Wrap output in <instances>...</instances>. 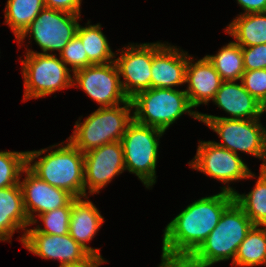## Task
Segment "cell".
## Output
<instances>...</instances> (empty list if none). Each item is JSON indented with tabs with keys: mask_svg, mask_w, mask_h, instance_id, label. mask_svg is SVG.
<instances>
[{
	"mask_svg": "<svg viewBox=\"0 0 266 267\" xmlns=\"http://www.w3.org/2000/svg\"><path fill=\"white\" fill-rule=\"evenodd\" d=\"M27 166V151H0V189L19 184Z\"/></svg>",
	"mask_w": 266,
	"mask_h": 267,
	"instance_id": "27",
	"label": "cell"
},
{
	"mask_svg": "<svg viewBox=\"0 0 266 267\" xmlns=\"http://www.w3.org/2000/svg\"><path fill=\"white\" fill-rule=\"evenodd\" d=\"M232 265L237 267L266 265V226H252L238 247Z\"/></svg>",
	"mask_w": 266,
	"mask_h": 267,
	"instance_id": "22",
	"label": "cell"
},
{
	"mask_svg": "<svg viewBox=\"0 0 266 267\" xmlns=\"http://www.w3.org/2000/svg\"><path fill=\"white\" fill-rule=\"evenodd\" d=\"M31 253L60 262L59 267H75L90 262L94 257L69 234L49 235L27 229L22 242Z\"/></svg>",
	"mask_w": 266,
	"mask_h": 267,
	"instance_id": "13",
	"label": "cell"
},
{
	"mask_svg": "<svg viewBox=\"0 0 266 267\" xmlns=\"http://www.w3.org/2000/svg\"><path fill=\"white\" fill-rule=\"evenodd\" d=\"M158 267H201L193 263L189 258H169L161 256V263Z\"/></svg>",
	"mask_w": 266,
	"mask_h": 267,
	"instance_id": "34",
	"label": "cell"
},
{
	"mask_svg": "<svg viewBox=\"0 0 266 267\" xmlns=\"http://www.w3.org/2000/svg\"><path fill=\"white\" fill-rule=\"evenodd\" d=\"M223 81H240L243 76L244 63L242 47L230 41L221 47L215 55H206Z\"/></svg>",
	"mask_w": 266,
	"mask_h": 267,
	"instance_id": "26",
	"label": "cell"
},
{
	"mask_svg": "<svg viewBox=\"0 0 266 267\" xmlns=\"http://www.w3.org/2000/svg\"><path fill=\"white\" fill-rule=\"evenodd\" d=\"M244 70L266 69V44L242 47Z\"/></svg>",
	"mask_w": 266,
	"mask_h": 267,
	"instance_id": "31",
	"label": "cell"
},
{
	"mask_svg": "<svg viewBox=\"0 0 266 267\" xmlns=\"http://www.w3.org/2000/svg\"><path fill=\"white\" fill-rule=\"evenodd\" d=\"M107 260L99 259V258H93L90 262L80 265V266H75V267H99L101 264L105 263Z\"/></svg>",
	"mask_w": 266,
	"mask_h": 267,
	"instance_id": "35",
	"label": "cell"
},
{
	"mask_svg": "<svg viewBox=\"0 0 266 267\" xmlns=\"http://www.w3.org/2000/svg\"><path fill=\"white\" fill-rule=\"evenodd\" d=\"M103 223V216L92 201L88 199V196L72 199L69 235L94 258L104 260L100 255L99 248H92L87 245L97 234Z\"/></svg>",
	"mask_w": 266,
	"mask_h": 267,
	"instance_id": "19",
	"label": "cell"
},
{
	"mask_svg": "<svg viewBox=\"0 0 266 267\" xmlns=\"http://www.w3.org/2000/svg\"><path fill=\"white\" fill-rule=\"evenodd\" d=\"M30 226L29 218L24 208L23 193L20 183L0 189V239L11 242L15 231L23 230L24 234L19 239L21 243Z\"/></svg>",
	"mask_w": 266,
	"mask_h": 267,
	"instance_id": "20",
	"label": "cell"
},
{
	"mask_svg": "<svg viewBox=\"0 0 266 267\" xmlns=\"http://www.w3.org/2000/svg\"><path fill=\"white\" fill-rule=\"evenodd\" d=\"M21 64L24 79L23 101L73 87L72 71L55 53H26Z\"/></svg>",
	"mask_w": 266,
	"mask_h": 267,
	"instance_id": "7",
	"label": "cell"
},
{
	"mask_svg": "<svg viewBox=\"0 0 266 267\" xmlns=\"http://www.w3.org/2000/svg\"><path fill=\"white\" fill-rule=\"evenodd\" d=\"M72 211V200L65 206L59 209H54L46 213H42L37 217L44 224L37 225L34 229L37 232L46 233L49 235H66L69 234V224Z\"/></svg>",
	"mask_w": 266,
	"mask_h": 267,
	"instance_id": "28",
	"label": "cell"
},
{
	"mask_svg": "<svg viewBox=\"0 0 266 267\" xmlns=\"http://www.w3.org/2000/svg\"><path fill=\"white\" fill-rule=\"evenodd\" d=\"M82 0H44L45 7L62 10L73 14H81Z\"/></svg>",
	"mask_w": 266,
	"mask_h": 267,
	"instance_id": "32",
	"label": "cell"
},
{
	"mask_svg": "<svg viewBox=\"0 0 266 267\" xmlns=\"http://www.w3.org/2000/svg\"><path fill=\"white\" fill-rule=\"evenodd\" d=\"M239 83L223 81L212 100L231 117L199 113V118L260 119L265 107L243 87L241 81Z\"/></svg>",
	"mask_w": 266,
	"mask_h": 267,
	"instance_id": "16",
	"label": "cell"
},
{
	"mask_svg": "<svg viewBox=\"0 0 266 267\" xmlns=\"http://www.w3.org/2000/svg\"><path fill=\"white\" fill-rule=\"evenodd\" d=\"M193 61L194 58L189 56L185 77V84L188 85L185 92L189 103L195 108L213 100L223 80L206 56L195 63Z\"/></svg>",
	"mask_w": 266,
	"mask_h": 267,
	"instance_id": "17",
	"label": "cell"
},
{
	"mask_svg": "<svg viewBox=\"0 0 266 267\" xmlns=\"http://www.w3.org/2000/svg\"><path fill=\"white\" fill-rule=\"evenodd\" d=\"M60 59L70 66L69 69L74 73L77 70L93 65L87 57L81 39L75 35L59 53Z\"/></svg>",
	"mask_w": 266,
	"mask_h": 267,
	"instance_id": "29",
	"label": "cell"
},
{
	"mask_svg": "<svg viewBox=\"0 0 266 267\" xmlns=\"http://www.w3.org/2000/svg\"><path fill=\"white\" fill-rule=\"evenodd\" d=\"M165 43H134L120 50L114 58L125 95L131 99L137 93L151 88V66L153 56ZM121 76L123 79L121 80Z\"/></svg>",
	"mask_w": 266,
	"mask_h": 267,
	"instance_id": "11",
	"label": "cell"
},
{
	"mask_svg": "<svg viewBox=\"0 0 266 267\" xmlns=\"http://www.w3.org/2000/svg\"><path fill=\"white\" fill-rule=\"evenodd\" d=\"M233 201V193L221 190L186 206L166 225L161 256L189 258L217 226L222 213Z\"/></svg>",
	"mask_w": 266,
	"mask_h": 267,
	"instance_id": "1",
	"label": "cell"
},
{
	"mask_svg": "<svg viewBox=\"0 0 266 267\" xmlns=\"http://www.w3.org/2000/svg\"><path fill=\"white\" fill-rule=\"evenodd\" d=\"M188 52L166 44L153 56L151 88H171L185 84Z\"/></svg>",
	"mask_w": 266,
	"mask_h": 267,
	"instance_id": "18",
	"label": "cell"
},
{
	"mask_svg": "<svg viewBox=\"0 0 266 267\" xmlns=\"http://www.w3.org/2000/svg\"><path fill=\"white\" fill-rule=\"evenodd\" d=\"M45 7L44 0H7L5 24L17 39Z\"/></svg>",
	"mask_w": 266,
	"mask_h": 267,
	"instance_id": "25",
	"label": "cell"
},
{
	"mask_svg": "<svg viewBox=\"0 0 266 267\" xmlns=\"http://www.w3.org/2000/svg\"><path fill=\"white\" fill-rule=\"evenodd\" d=\"M76 35L81 39L88 60L93 65L113 62L117 56L112 52L107 37L102 32L101 24L90 25L88 20L86 26L78 25Z\"/></svg>",
	"mask_w": 266,
	"mask_h": 267,
	"instance_id": "23",
	"label": "cell"
},
{
	"mask_svg": "<svg viewBox=\"0 0 266 267\" xmlns=\"http://www.w3.org/2000/svg\"><path fill=\"white\" fill-rule=\"evenodd\" d=\"M236 1L244 11L241 14L266 12V0H236Z\"/></svg>",
	"mask_w": 266,
	"mask_h": 267,
	"instance_id": "33",
	"label": "cell"
},
{
	"mask_svg": "<svg viewBox=\"0 0 266 267\" xmlns=\"http://www.w3.org/2000/svg\"><path fill=\"white\" fill-rule=\"evenodd\" d=\"M80 17L81 15L78 14L44 7L16 39L18 46L29 36V39H34L42 52H35L28 48L25 53L51 54V51L60 53L76 35Z\"/></svg>",
	"mask_w": 266,
	"mask_h": 267,
	"instance_id": "9",
	"label": "cell"
},
{
	"mask_svg": "<svg viewBox=\"0 0 266 267\" xmlns=\"http://www.w3.org/2000/svg\"><path fill=\"white\" fill-rule=\"evenodd\" d=\"M22 173L26 176L19 183L30 225L38 223V220L35 219L38 215L65 207L74 198L67 191L52 186L40 179L27 166L23 169Z\"/></svg>",
	"mask_w": 266,
	"mask_h": 267,
	"instance_id": "15",
	"label": "cell"
},
{
	"mask_svg": "<svg viewBox=\"0 0 266 267\" xmlns=\"http://www.w3.org/2000/svg\"><path fill=\"white\" fill-rule=\"evenodd\" d=\"M252 226L243 209L233 201L222 213L217 226L189 259L201 267H211L231 258L233 263L238 247Z\"/></svg>",
	"mask_w": 266,
	"mask_h": 267,
	"instance_id": "3",
	"label": "cell"
},
{
	"mask_svg": "<svg viewBox=\"0 0 266 267\" xmlns=\"http://www.w3.org/2000/svg\"><path fill=\"white\" fill-rule=\"evenodd\" d=\"M66 141L67 144L63 141L50 148L27 151V167L43 181L67 191L74 198L85 197L84 153L68 139ZM42 154L45 155L39 157Z\"/></svg>",
	"mask_w": 266,
	"mask_h": 267,
	"instance_id": "2",
	"label": "cell"
},
{
	"mask_svg": "<svg viewBox=\"0 0 266 267\" xmlns=\"http://www.w3.org/2000/svg\"><path fill=\"white\" fill-rule=\"evenodd\" d=\"M132 108L131 99L113 107H99L84 122L80 118L75 122L73 134L68 140L82 153L121 141L128 124L133 120Z\"/></svg>",
	"mask_w": 266,
	"mask_h": 267,
	"instance_id": "4",
	"label": "cell"
},
{
	"mask_svg": "<svg viewBox=\"0 0 266 267\" xmlns=\"http://www.w3.org/2000/svg\"><path fill=\"white\" fill-rule=\"evenodd\" d=\"M254 188L248 194L235 191L234 201L243 209L253 225L266 226V168H260Z\"/></svg>",
	"mask_w": 266,
	"mask_h": 267,
	"instance_id": "24",
	"label": "cell"
},
{
	"mask_svg": "<svg viewBox=\"0 0 266 267\" xmlns=\"http://www.w3.org/2000/svg\"><path fill=\"white\" fill-rule=\"evenodd\" d=\"M131 102L136 122L164 132L185 113L199 120V112L192 110L185 90L150 88L137 93Z\"/></svg>",
	"mask_w": 266,
	"mask_h": 267,
	"instance_id": "5",
	"label": "cell"
},
{
	"mask_svg": "<svg viewBox=\"0 0 266 267\" xmlns=\"http://www.w3.org/2000/svg\"><path fill=\"white\" fill-rule=\"evenodd\" d=\"M125 171L121 141H114L84 153L85 197L100 193L115 176Z\"/></svg>",
	"mask_w": 266,
	"mask_h": 267,
	"instance_id": "14",
	"label": "cell"
},
{
	"mask_svg": "<svg viewBox=\"0 0 266 267\" xmlns=\"http://www.w3.org/2000/svg\"><path fill=\"white\" fill-rule=\"evenodd\" d=\"M198 144L196 156L188 164L190 168L228 184L220 187L221 190L234 193L235 189L229 186V182L256 177L239 155L213 141H199Z\"/></svg>",
	"mask_w": 266,
	"mask_h": 267,
	"instance_id": "10",
	"label": "cell"
},
{
	"mask_svg": "<svg viewBox=\"0 0 266 267\" xmlns=\"http://www.w3.org/2000/svg\"><path fill=\"white\" fill-rule=\"evenodd\" d=\"M240 81L243 87L266 108V69L245 71Z\"/></svg>",
	"mask_w": 266,
	"mask_h": 267,
	"instance_id": "30",
	"label": "cell"
},
{
	"mask_svg": "<svg viewBox=\"0 0 266 267\" xmlns=\"http://www.w3.org/2000/svg\"><path fill=\"white\" fill-rule=\"evenodd\" d=\"M199 121L216 132L222 142L215 144L239 155L238 152L260 158V168H266V128L260 119L199 118Z\"/></svg>",
	"mask_w": 266,
	"mask_h": 267,
	"instance_id": "8",
	"label": "cell"
},
{
	"mask_svg": "<svg viewBox=\"0 0 266 267\" xmlns=\"http://www.w3.org/2000/svg\"><path fill=\"white\" fill-rule=\"evenodd\" d=\"M164 133L133 119L121 138L125 170L135 174L148 189L156 183L159 140Z\"/></svg>",
	"mask_w": 266,
	"mask_h": 267,
	"instance_id": "6",
	"label": "cell"
},
{
	"mask_svg": "<svg viewBox=\"0 0 266 267\" xmlns=\"http://www.w3.org/2000/svg\"><path fill=\"white\" fill-rule=\"evenodd\" d=\"M73 86L81 88L100 107H113L129 100L122 89L114 61L90 65L75 71Z\"/></svg>",
	"mask_w": 266,
	"mask_h": 267,
	"instance_id": "12",
	"label": "cell"
},
{
	"mask_svg": "<svg viewBox=\"0 0 266 267\" xmlns=\"http://www.w3.org/2000/svg\"><path fill=\"white\" fill-rule=\"evenodd\" d=\"M225 32L241 47L266 44V12L239 14Z\"/></svg>",
	"mask_w": 266,
	"mask_h": 267,
	"instance_id": "21",
	"label": "cell"
}]
</instances>
